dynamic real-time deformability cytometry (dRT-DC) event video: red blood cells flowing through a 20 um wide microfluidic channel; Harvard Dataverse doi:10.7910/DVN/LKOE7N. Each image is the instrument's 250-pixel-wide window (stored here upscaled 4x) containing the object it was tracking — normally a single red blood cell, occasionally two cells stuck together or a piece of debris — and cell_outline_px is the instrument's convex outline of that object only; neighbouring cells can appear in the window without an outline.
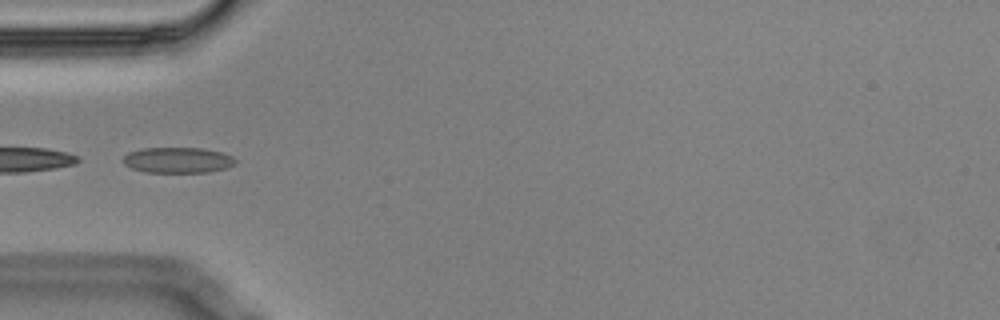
{"species": "Egyptian fruit bat (a non-hibernating species)", "species_latin": "Rousettus aegyptiacus", "temperature_condition": "cold", "stored_images_in_passage": 7, "segment_of_instrument_passage": [2, 2], "camera_frame_rate_fps": 3000, "um_per_image_px": 0.085, "animal": {"sex": "male"}, "frame": {"image": 1, "passage_image": 2, "time_ms": 0.333, "image_size_px": [1000, 320], "cell_outline_px": [[236, 160], [232, 164], [224, 168], [208, 172], [148, 172], [132, 168], [124, 164], [124, 156], [128, 152], [140, 148], [204, 148], [220, 152], [232, 156]], "centroid_in_image_um": [15.08, 13.6], "position_along_channel_um": 69.9, "area_um2": 16.59}}
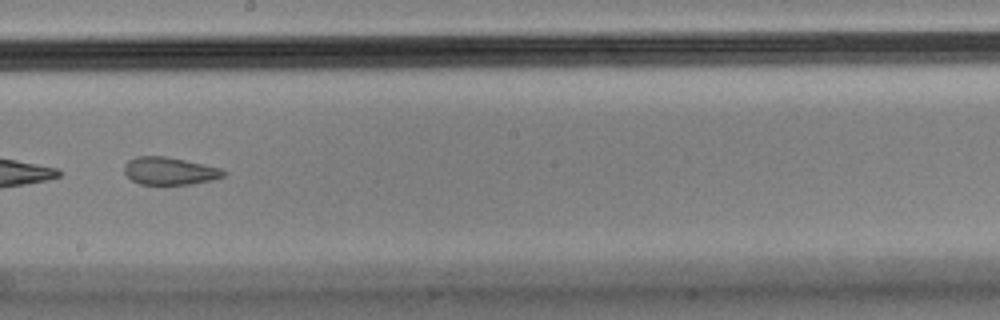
{"frame": {"image": 2, "passage_image": 6, "time_ms": 1.667, "image_size_px": [1000, 320], "cell_outline_px": [[228, 172], [224, 176], [212, 180], [192, 184], [140, 184], [132, 180], [124, 172], [124, 164], [128, 160], [136, 156], [164, 156], [184, 160], [220, 168]], "centroid_in_image_um": [14.41, 14.53], "position_along_channel_um": 233.8, "area_um2": 15.9}}